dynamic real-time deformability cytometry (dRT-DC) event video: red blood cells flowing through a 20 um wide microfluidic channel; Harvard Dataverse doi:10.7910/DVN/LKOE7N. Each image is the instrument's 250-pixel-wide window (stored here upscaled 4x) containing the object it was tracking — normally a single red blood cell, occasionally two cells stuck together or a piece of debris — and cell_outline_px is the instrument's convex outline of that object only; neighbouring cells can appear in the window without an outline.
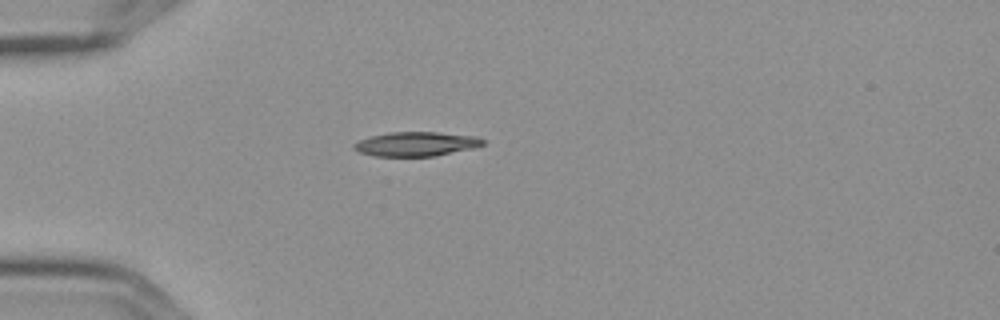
{"species": "Egyptian fruit bat (a non-hibernating species)", "species_latin": "Rousettus aegyptiacus", "temperature_condition": "cold", "stored_images_in_passage": 3, "camera_frame_rate_fps": 3000, "um_per_image_px": 0.085, "frame": {"image": 1, "passage_image": 1, "time_ms": 0.0, "image_size_px": [1000, 320], "cell_outline_px": [[484, 144], [472, 148], [436, 156], [376, 156], [360, 152], [352, 148], [352, 144], [360, 140], [372, 136], [392, 132], [436, 132], [476, 136], [484, 140]], "centroid_in_image_um": [35.37, 12.24], "position_along_channel_um": 49.6, "area_um2": 18.09}}
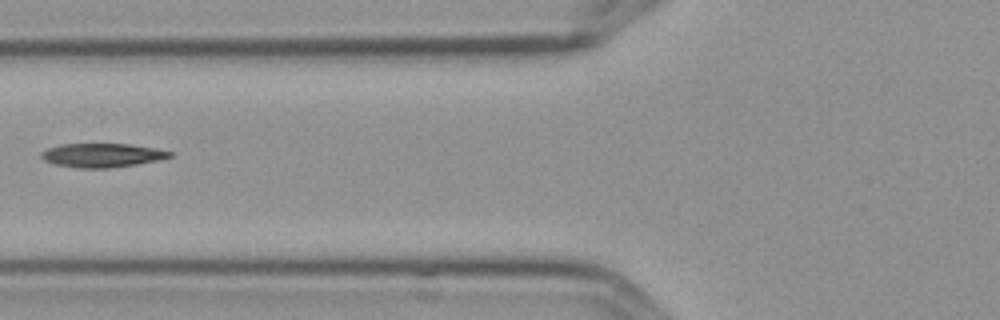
{"frame": {"image": 2, "passage_image": 3, "time_ms": 0.667, "image_size_px": [1000, 320], "cell_outline_px": [[172, 156], [160, 160], [136, 164], [108, 168], [80, 168], [56, 164], [44, 160], [40, 156], [40, 152], [48, 148], [60, 144], [128, 144], [156, 148], [172, 152]], "centroid_in_image_um": [8.68, 13.19], "position_along_channel_um": 117.1, "area_um2": 17.8}}